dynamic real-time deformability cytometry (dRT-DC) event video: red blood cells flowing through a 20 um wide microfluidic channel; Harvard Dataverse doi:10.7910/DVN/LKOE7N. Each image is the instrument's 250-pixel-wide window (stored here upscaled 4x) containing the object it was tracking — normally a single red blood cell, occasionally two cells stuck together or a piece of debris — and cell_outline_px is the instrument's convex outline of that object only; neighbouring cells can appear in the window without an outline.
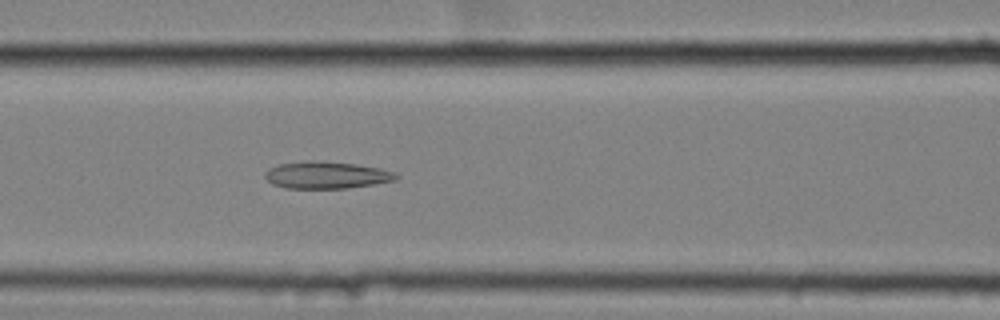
{"species": "common noctule bat (a hibernating species)", "species_latin": "Nyctalus noctula", "temperature_condition": "cold", "stored_images_in_passage": 43, "camera_frame_rate_fps": 3000, "um_per_image_px": 0.085, "animal": {"sex": "female", "body_mass_g": 25.1}, "frame": {"image": 1, "passage_image": 17, "time_ms": 5.333, "image_size_px": [1000, 320], "cell_outline_px": [[400, 176], [396, 180], [348, 188], [284, 188], [272, 184], [264, 176], [264, 172], [268, 168], [276, 164], [312, 160], [356, 164], [380, 168], [396, 172]], "centroid_in_image_um": [27.73, 14.87], "position_along_channel_um": 138.9, "area_um2": 20.81}}
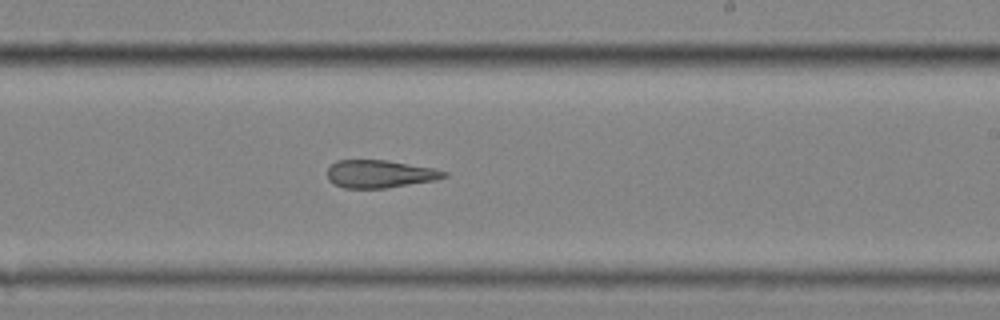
{"frame": {"image": 2, "passage_image": 27, "time_ms": 8.667, "image_size_px": [1000, 320], "cell_outline_px": [[448, 176], [436, 180], [384, 188], [344, 188], [328, 180], [328, 168], [336, 160], [388, 160], [432, 168], [448, 172]], "centroid_in_image_um": [32.29, 14.78], "position_along_channel_um": 256.7, "area_um2": 18.79}}
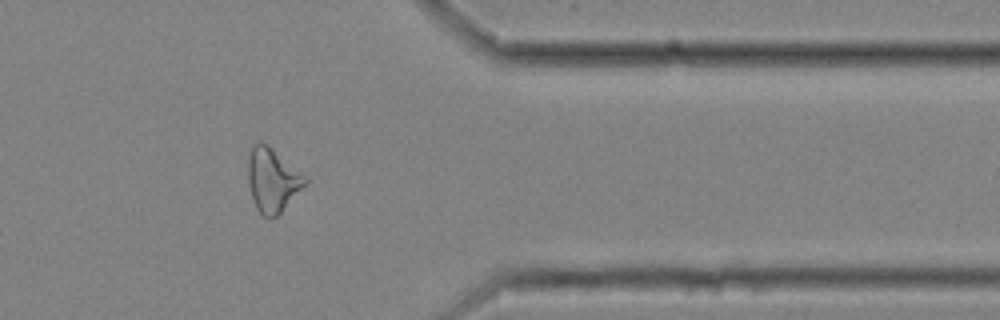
{"frame": {"image": 3, "passage_image": 39, "time_ms": 12.667, "image_size_px": [1000, 320], "cell_outline_px": [[308, 180], [280, 216], [268, 220], [260, 216], [256, 208], [248, 184], [248, 156], [252, 148], [260, 140], [268, 144], [304, 176]], "centroid_in_image_um": [23.13, 15.37], "position_along_channel_um": 388.3, "area_um2": 21.33}}